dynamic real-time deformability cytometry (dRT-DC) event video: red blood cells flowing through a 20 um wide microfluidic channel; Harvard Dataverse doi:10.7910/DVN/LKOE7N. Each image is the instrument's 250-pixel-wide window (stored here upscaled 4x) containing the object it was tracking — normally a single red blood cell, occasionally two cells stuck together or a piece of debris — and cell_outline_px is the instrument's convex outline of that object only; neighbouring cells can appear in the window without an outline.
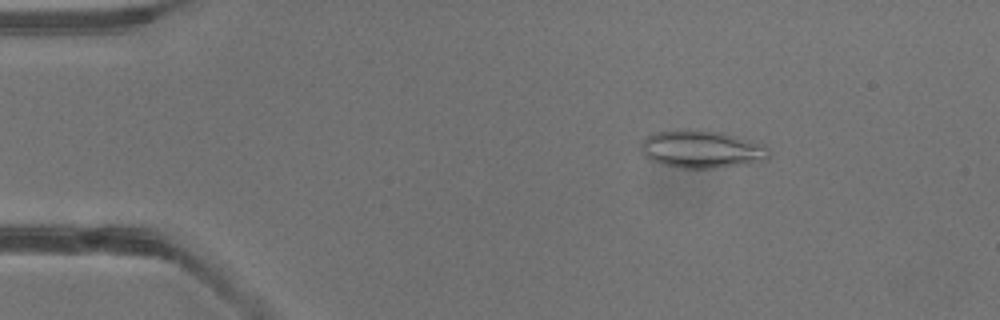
{"species": "common noctule bat (a hibernating species)", "species_latin": "Nyctalus noctula", "temperature_condition": "warm", "stored_images_in_passage": 3, "camera_frame_rate_fps": 3000, "um_per_image_px": 0.085, "animal": {"sex": "male", "body_mass_g": 13.3}, "frame": {"image": 1, "passage_image": 2, "time_ms": 0.333, "image_size_px": [1000, 320], "cell_outline_px": [[772, 152], [768, 160], [748, 164], [716, 168], [680, 168], [660, 164], [648, 160], [640, 152], [640, 144], [648, 136], [656, 132], [676, 128], [708, 128], [724, 132], [764, 144]], "centroid_in_image_um": [59.66, 12.66], "position_along_channel_um": 25.3, "area_um2": 29.36}}